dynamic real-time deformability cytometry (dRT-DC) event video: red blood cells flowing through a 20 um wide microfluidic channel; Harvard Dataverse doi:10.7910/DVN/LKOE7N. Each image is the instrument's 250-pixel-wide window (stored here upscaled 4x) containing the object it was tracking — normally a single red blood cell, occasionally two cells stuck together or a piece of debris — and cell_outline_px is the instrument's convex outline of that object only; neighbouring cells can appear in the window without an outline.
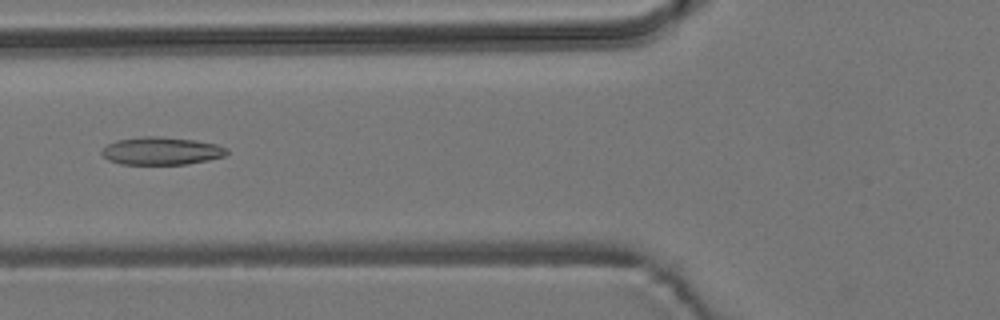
{"species": "common noctule bat (a hibernating species)", "species_latin": "Nyctalus noctula", "temperature_condition": "room temperature", "stored_images_in_passage": 49, "camera_frame_rate_fps": 3000, "um_per_image_px": 0.085, "animal": {"sex": "male", "body_mass_g": 19.2, "forearm_length_mm": 51.8}, "frame": {"image": 1, "passage_image": 16, "time_ms": 5.0, "image_size_px": [1000, 320], "cell_outline_px": [[228, 152], [224, 156], [208, 160], [188, 164], [120, 164], [108, 160], [100, 152], [108, 144], [116, 140], [144, 136], [156, 136], [192, 140], [216, 144], [228, 148]], "centroid_in_image_um": [13.71, 12.83], "position_along_channel_um": 112.1, "area_um2": 20.11}}
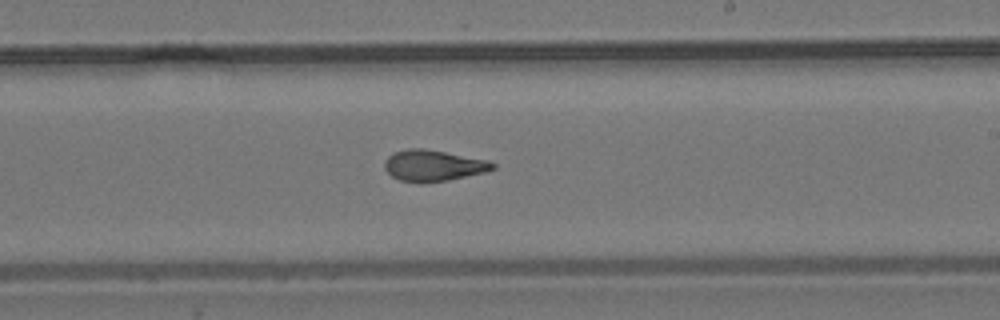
{"frame": {"image": 2, "passage_image": 27, "time_ms": 8.667, "image_size_px": [1000, 320], "cell_outline_px": [[496, 168], [484, 172], [448, 180], [420, 184], [400, 180], [392, 176], [384, 168], [384, 160], [392, 152], [408, 148], [424, 148], [488, 160], [496, 164]], "centroid_in_image_um": [36.79, 14.07], "position_along_channel_um": 252.2, "area_um2": 19.83}}
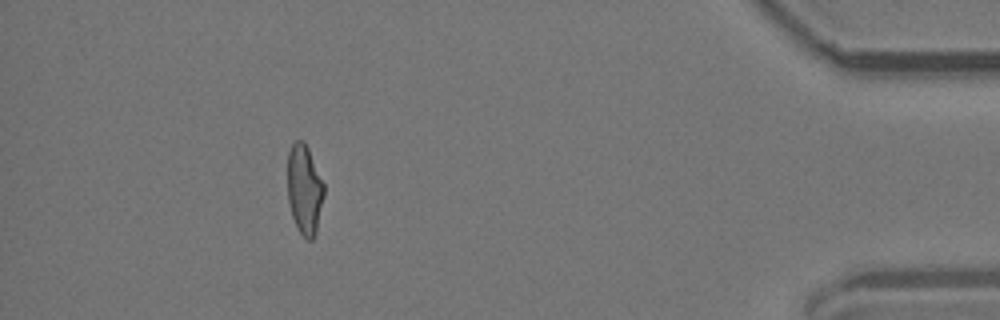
{"frame": {"image": 3, "passage_image": 44, "time_ms": 14.333, "image_size_px": [1000, 320], "cell_outline_px": [[324, 196], [316, 232], [312, 240], [308, 240], [300, 232], [292, 216], [288, 200], [288, 152], [292, 144], [296, 140], [304, 140], [308, 148], [324, 184]], "centroid_in_image_um": [25.88, 16.09], "position_along_channel_um": 409.3, "area_um2": 18.9}, "authors_computed_cell_mechanics": {"area_um2": 19.8832, "velocity_mm_per_s": 3.8285, "shape_relaxation_time_tau1_ms": null, "shape_relaxation_time_tau2_ms": 1.9255, "deformation_change_tau1": null, "deformation_change_tau2": 0.0933}}